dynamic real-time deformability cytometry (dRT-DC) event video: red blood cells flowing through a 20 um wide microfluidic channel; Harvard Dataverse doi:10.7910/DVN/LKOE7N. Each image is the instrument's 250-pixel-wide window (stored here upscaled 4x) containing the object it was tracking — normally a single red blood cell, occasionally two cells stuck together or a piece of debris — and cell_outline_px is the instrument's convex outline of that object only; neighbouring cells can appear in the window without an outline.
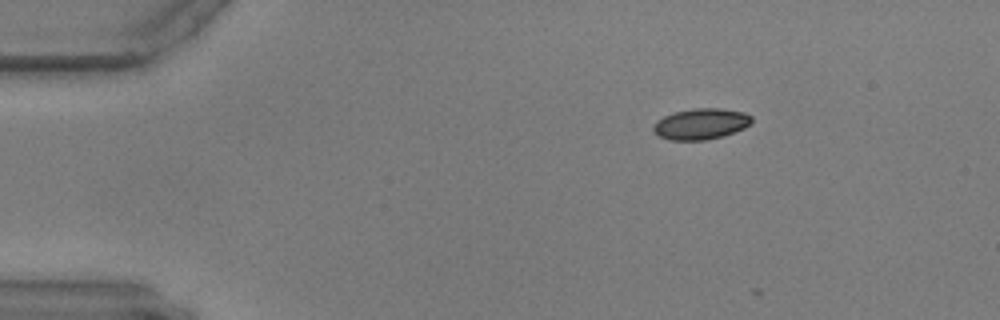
{"species": "common noctule bat (a hibernating species)", "species_latin": "Nyctalus noctula", "temperature_condition": "warm", "stored_images_in_passage": 3, "camera_frame_rate_fps": 3000, "um_per_image_px": 0.085, "animal": {"sex": "male", "body_mass_g": 17.9, "forearm_length_mm": 54.2}, "frame": {"image": 1, "passage_image": 1, "time_ms": 0.0, "image_size_px": [1000, 320], "cell_outline_px": [[752, 120], [744, 128], [724, 136], [704, 140], [668, 140], [660, 136], [652, 128], [656, 120], [664, 116], [676, 112], [692, 108], [720, 108], [744, 112], [752, 116]], "centroid_in_image_um": [59.58, 10.53], "position_along_channel_um": 25.4, "area_um2": 17.69}}